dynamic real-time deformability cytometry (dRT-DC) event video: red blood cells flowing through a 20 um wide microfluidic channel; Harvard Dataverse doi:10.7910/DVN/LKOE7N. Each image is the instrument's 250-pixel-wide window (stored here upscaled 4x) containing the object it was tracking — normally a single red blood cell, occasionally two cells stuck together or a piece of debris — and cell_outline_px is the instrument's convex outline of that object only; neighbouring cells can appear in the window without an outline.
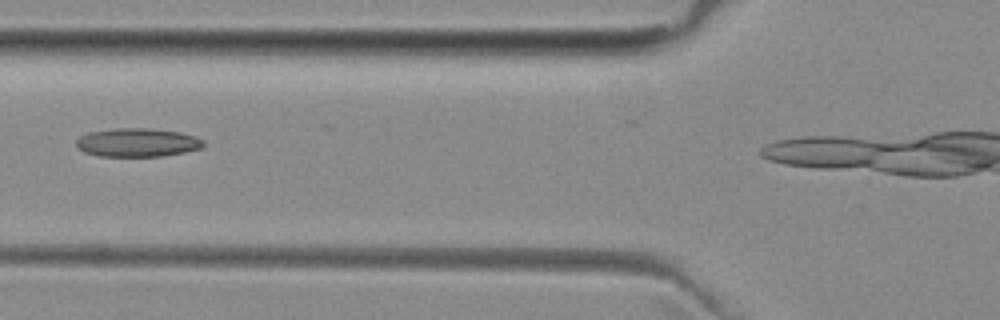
{"species": "common noctule bat (a hibernating species)", "species_latin": "Nyctalus noctula", "temperature_condition": "room temperature", "stored_images_in_passage": 3, "camera_frame_rate_fps": 3000, "um_per_image_px": 0.085, "animal": {"sex": "female", "body_mass_g": 29.2, "forearm_length_mm": 56.3}, "frame": {"image": 1, "passage_image": 2, "time_ms": 1.0, "image_size_px": [1000, 320], "cell_outline_px": [[204, 144], [200, 148], [184, 152], [164, 156], [100, 156], [84, 152], [76, 148], [76, 140], [80, 136], [88, 132], [112, 128], [148, 128], [180, 132], [196, 136], [204, 140]], "centroid_in_image_um": [11.65, 12.11], "position_along_channel_um": 114.1, "area_um2": 21.33}}